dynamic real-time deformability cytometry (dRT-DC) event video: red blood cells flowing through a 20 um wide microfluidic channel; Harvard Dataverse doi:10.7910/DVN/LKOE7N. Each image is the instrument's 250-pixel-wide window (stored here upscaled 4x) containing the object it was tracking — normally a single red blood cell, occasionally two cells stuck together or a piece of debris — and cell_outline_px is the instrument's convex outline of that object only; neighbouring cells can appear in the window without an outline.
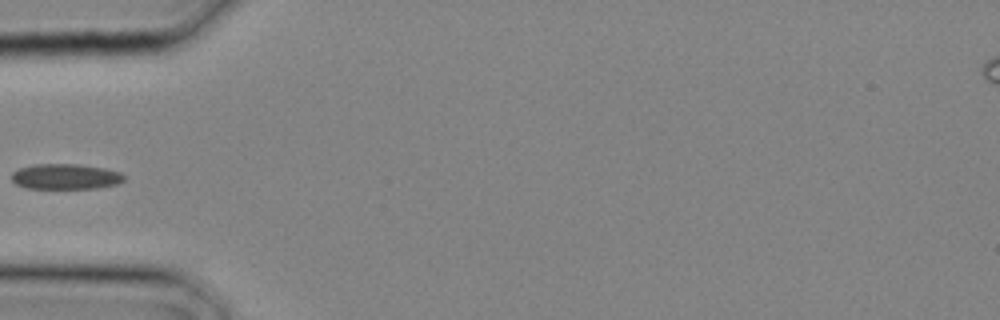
{"species": "common noctule bat (a hibernating species)", "species_latin": "Nyctalus noctula", "temperature_condition": "cold", "stored_images_in_passage": 5, "camera_frame_rate_fps": 3000, "um_per_image_px": 0.085, "animal": {"sex": "male", "body_mass_g": 20.4}, "frame": {"image": 1, "passage_image": 5, "time_ms": 1.333, "image_size_px": [1000, 320], "cell_outline_px": [[124, 180], [116, 184], [96, 188], [28, 188], [16, 184], [12, 180], [12, 172], [20, 168], [36, 164], [80, 164], [104, 168], [120, 172], [124, 176]], "centroid_in_image_um": [5.57, 15.0], "position_along_channel_um": 79.4, "area_um2": 16.53}}